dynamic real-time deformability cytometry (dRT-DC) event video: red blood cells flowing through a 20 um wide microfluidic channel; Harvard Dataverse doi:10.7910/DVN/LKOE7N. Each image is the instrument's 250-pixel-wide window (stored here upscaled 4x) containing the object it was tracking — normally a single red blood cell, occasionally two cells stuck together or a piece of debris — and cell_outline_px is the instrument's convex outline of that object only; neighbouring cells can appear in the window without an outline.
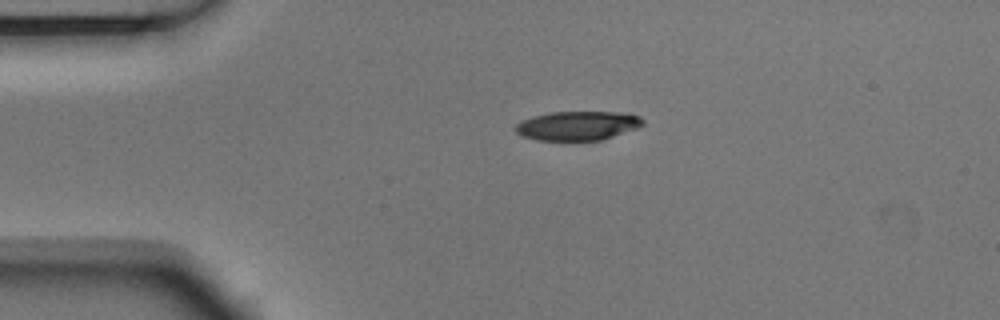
{"species": "Egyptian fruit bat (a non-hibernating species)", "species_latin": "Rousettus aegyptiacus", "temperature_condition": "room temperature", "stored_images_in_passage": 2, "camera_frame_rate_fps": 3000, "um_per_image_px": 0.085, "animal": {"sex": "male"}, "frame": {"image": 1, "passage_image": 1, "time_ms": 0.0, "image_size_px": [1000, 320], "cell_outline_px": [[644, 124], [640, 128], [600, 140], [536, 140], [524, 136], [516, 132], [512, 128], [520, 120], [532, 116], [552, 112], [616, 112], [640, 116], [644, 120]], "centroid_in_image_um": [49.09, 10.68], "position_along_channel_um": 35.9, "area_um2": 21.73}}